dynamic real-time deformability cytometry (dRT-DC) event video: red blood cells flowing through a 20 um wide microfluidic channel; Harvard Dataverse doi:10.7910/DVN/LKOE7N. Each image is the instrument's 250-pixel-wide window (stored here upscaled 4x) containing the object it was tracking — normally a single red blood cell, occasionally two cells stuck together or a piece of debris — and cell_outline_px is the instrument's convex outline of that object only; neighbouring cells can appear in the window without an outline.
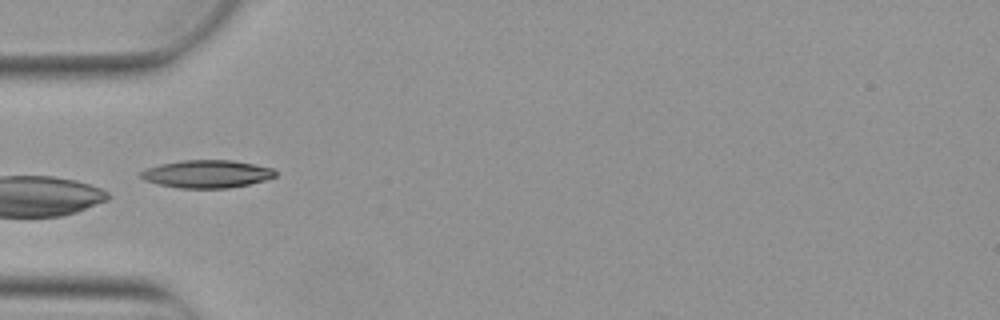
{"species": "Egyptian fruit bat (a non-hibernating species)", "species_latin": "Rousettus aegyptiacus", "temperature_condition": "warm", "stored_images_in_passage": 5, "camera_frame_rate_fps": 3000, "um_per_image_px": 0.085, "animal": {"sex": "female"}, "frame": {"image": 1, "passage_image": 5, "time_ms": 1.333, "image_size_px": [1000, 320], "cell_outline_px": [[276, 176], [264, 180], [248, 184], [228, 188], [180, 188], [160, 184], [144, 180], [140, 176], [140, 172], [144, 168], [160, 164], [180, 160], [232, 160], [272, 168], [276, 172]], "centroid_in_image_um": [17.55, 14.78], "position_along_channel_um": 67.5, "area_um2": 21.68}}